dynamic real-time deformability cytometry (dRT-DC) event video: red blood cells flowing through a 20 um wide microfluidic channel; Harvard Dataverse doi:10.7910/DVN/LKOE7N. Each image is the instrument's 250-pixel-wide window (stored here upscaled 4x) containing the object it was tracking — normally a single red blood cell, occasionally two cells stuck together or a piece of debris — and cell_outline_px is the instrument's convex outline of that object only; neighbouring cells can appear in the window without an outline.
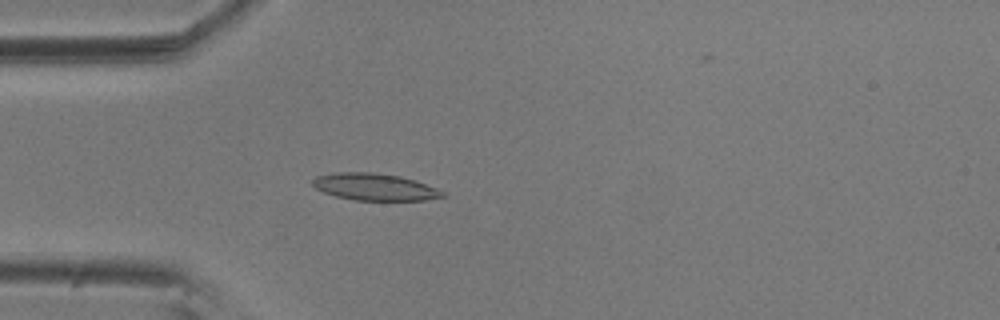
{"species": "common noctule bat (a hibernating species)", "species_latin": "Nyctalus noctula", "temperature_condition": "room temperature", "stored_images_in_passage": 43, "camera_frame_rate_fps": 3000, "um_per_image_px": 0.085, "animal": {"sex": "male", "body_mass_g": 20.5, "forearm_length_mm": 52.5}, "frame": {"image": 1, "passage_image": 3, "time_ms": 0.667, "image_size_px": [1000, 320], "cell_outline_px": [[448, 196], [424, 200], [352, 200], [336, 196], [324, 192], [316, 188], [312, 184], [312, 180], [316, 176], [336, 172], [372, 172], [400, 176], [416, 180], [436, 188], [444, 192]], "centroid_in_image_um": [31.86, 15.88], "position_along_channel_um": 53.1, "area_um2": 20.46}}
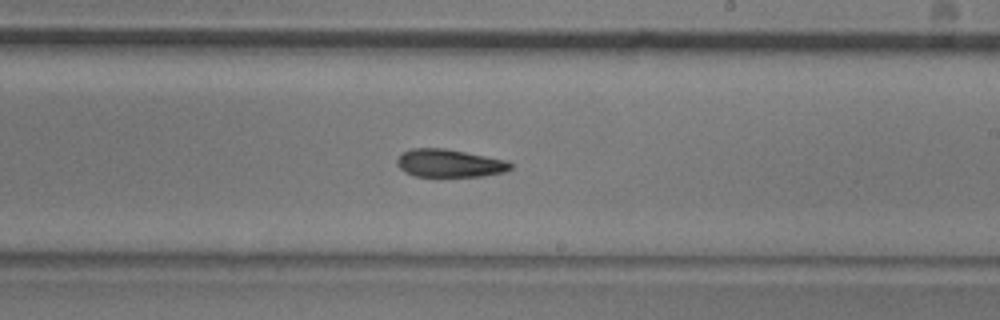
{"frame": {"image": 2, "passage_image": 20, "time_ms": 6.333, "image_size_px": [1000, 320], "cell_outline_px": [[512, 168], [504, 172], [484, 176], [416, 176], [404, 172], [396, 164], [396, 160], [404, 152], [412, 148], [444, 148], [508, 160], [512, 164]], "centroid_in_image_um": [38.22, 13.87], "position_along_channel_um": 250.8, "area_um2": 18.44}}
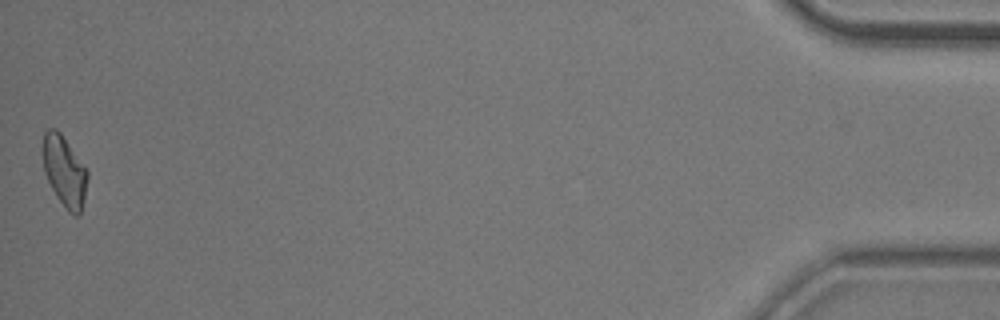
{"frame": {"image": 3, "passage_image": 43, "time_ms": 14.0, "image_size_px": [1000, 320], "cell_outline_px": [[88, 176], [84, 200], [80, 216], [72, 216], [68, 212], [56, 196], [44, 172], [40, 148], [44, 132], [48, 128], [56, 128], [60, 132], [88, 172]], "centroid_in_image_um": [5.44, 14.55], "position_along_channel_um": 429.8, "area_um2": 18.67}, "authors_computed_cell_mechanics": {"area_um2": 18.9006, "velocity_mm_per_s": 3.5959, "shape_relaxation_time_tau1_ms": 8.6218, "shape_relaxation_time_tau2_ms": 5.2917, "deformation_change_tau1": 0.176, "deformation_change_tau2": 0.1293}}